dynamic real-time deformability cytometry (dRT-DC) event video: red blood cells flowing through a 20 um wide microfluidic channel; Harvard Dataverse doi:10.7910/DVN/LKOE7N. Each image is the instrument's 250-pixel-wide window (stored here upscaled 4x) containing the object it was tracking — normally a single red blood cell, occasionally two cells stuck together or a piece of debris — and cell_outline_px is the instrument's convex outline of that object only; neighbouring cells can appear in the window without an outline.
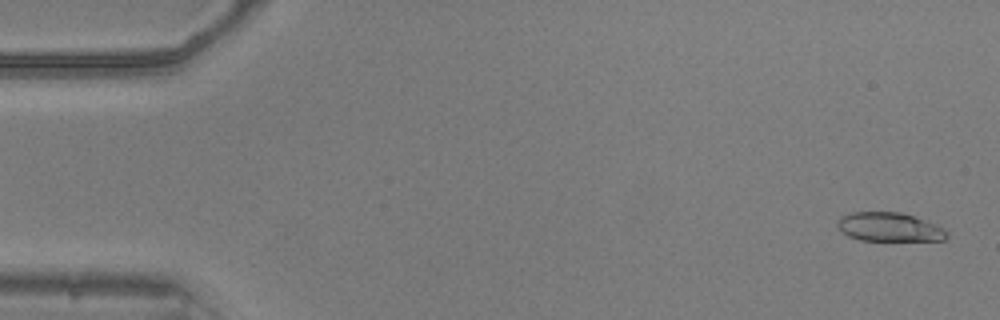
{"species": "common noctule bat (a hibernating species)", "species_latin": "Nyctalus noctula", "temperature_condition": "warm", "stored_images_in_passage": 33, "camera_frame_rate_fps": 3000, "um_per_image_px": 0.085, "animal": {"sex": "male", "body_mass_g": 20.5, "forearm_length_mm": 52.5}, "frame": {"image": 1, "passage_image": 2, "time_ms": 0.333, "image_size_px": [1000, 320], "cell_outline_px": [[948, 236], [944, 240], [860, 240], [848, 236], [840, 232], [836, 228], [836, 220], [840, 216], [852, 212], [900, 212], [936, 224], [944, 228], [948, 232]], "centroid_in_image_um": [75.53, 19.3], "position_along_channel_um": 9.5, "area_um2": 18.55}}
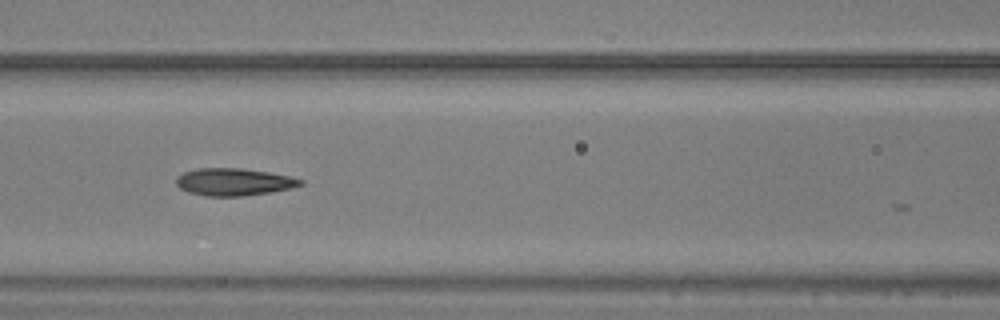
{"frame": {"image": 2, "passage_image": 23, "time_ms": 7.333, "image_size_px": [1000, 320], "cell_outline_px": [[304, 184], [292, 188], [268, 192], [240, 196], [204, 196], [188, 192], [180, 188], [176, 184], [176, 176], [184, 172], [196, 168], [244, 168], [292, 176], [304, 180]], "centroid_in_image_um": [19.87, 15.45], "position_along_channel_um": 146.7, "area_um2": 19.94}}
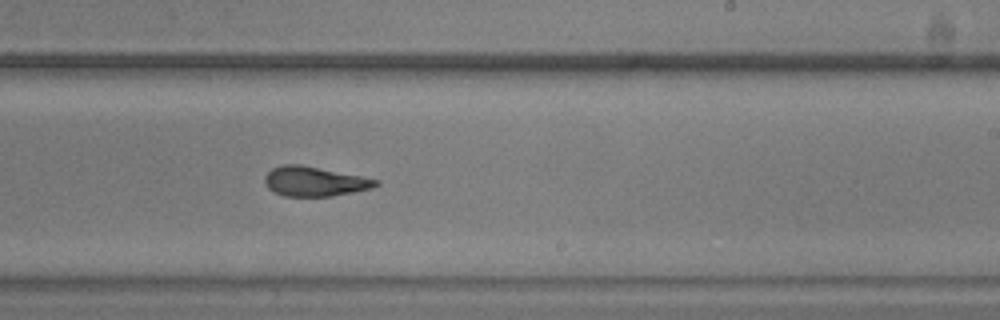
{"frame": {"image": 3, "passage_image": 32, "time_ms": 10.333, "image_size_px": [1000, 320], "cell_outline_px": [[380, 184], [372, 188], [332, 196], [284, 196], [268, 188], [264, 180], [264, 176], [272, 168], [284, 164], [300, 164], [380, 180]], "centroid_in_image_um": [26.73, 15.42], "position_along_channel_um": 262.3, "area_um2": 19.02}}